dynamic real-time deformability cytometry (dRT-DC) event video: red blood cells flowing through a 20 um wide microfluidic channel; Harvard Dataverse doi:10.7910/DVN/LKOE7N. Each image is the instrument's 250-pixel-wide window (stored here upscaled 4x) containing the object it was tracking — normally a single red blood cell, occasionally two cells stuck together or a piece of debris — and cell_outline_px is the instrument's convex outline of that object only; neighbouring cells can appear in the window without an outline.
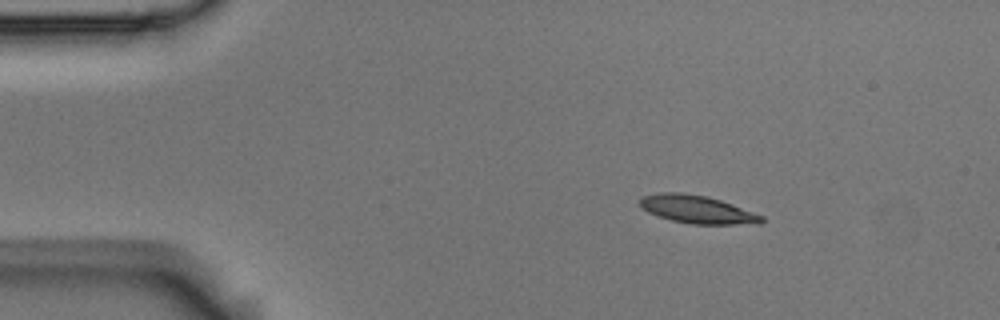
{"species": "Egyptian fruit bat (a non-hibernating species)", "species_latin": "Rousettus aegyptiacus", "temperature_condition": "room temperature", "stored_images_in_passage": 3, "camera_frame_rate_fps": 3000, "um_per_image_px": 0.085, "animal": {"sex": "male"}, "frame": {"image": 1, "passage_image": 1, "time_ms": 0.0, "image_size_px": [1000, 320], "cell_outline_px": [[764, 220], [760, 224], [692, 224], [672, 220], [648, 212], [640, 208], [640, 200], [644, 196], [660, 192], [680, 192], [708, 196], [720, 200], [764, 216]], "centroid_in_image_um": [59.27, 17.8], "position_along_channel_um": 25.7, "area_um2": 19.71}}